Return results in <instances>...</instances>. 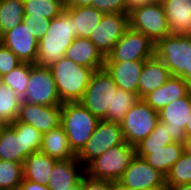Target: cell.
<instances>
[{"label":"cell","instance_id":"obj_31","mask_svg":"<svg viewBox=\"0 0 191 190\" xmlns=\"http://www.w3.org/2000/svg\"><path fill=\"white\" fill-rule=\"evenodd\" d=\"M24 16L53 19L64 11V0H23Z\"/></svg>","mask_w":191,"mask_h":190},{"label":"cell","instance_id":"obj_33","mask_svg":"<svg viewBox=\"0 0 191 190\" xmlns=\"http://www.w3.org/2000/svg\"><path fill=\"white\" fill-rule=\"evenodd\" d=\"M31 64L22 62L10 73L2 76L0 80L10 87L22 100L26 94Z\"/></svg>","mask_w":191,"mask_h":190},{"label":"cell","instance_id":"obj_44","mask_svg":"<svg viewBox=\"0 0 191 190\" xmlns=\"http://www.w3.org/2000/svg\"><path fill=\"white\" fill-rule=\"evenodd\" d=\"M167 190H191V184H179L176 186L167 187Z\"/></svg>","mask_w":191,"mask_h":190},{"label":"cell","instance_id":"obj_48","mask_svg":"<svg viewBox=\"0 0 191 190\" xmlns=\"http://www.w3.org/2000/svg\"><path fill=\"white\" fill-rule=\"evenodd\" d=\"M144 190H167V187H154V188L144 189Z\"/></svg>","mask_w":191,"mask_h":190},{"label":"cell","instance_id":"obj_4","mask_svg":"<svg viewBox=\"0 0 191 190\" xmlns=\"http://www.w3.org/2000/svg\"><path fill=\"white\" fill-rule=\"evenodd\" d=\"M155 56L172 76L182 77L191 87V36L171 33L155 44Z\"/></svg>","mask_w":191,"mask_h":190},{"label":"cell","instance_id":"obj_43","mask_svg":"<svg viewBox=\"0 0 191 190\" xmlns=\"http://www.w3.org/2000/svg\"><path fill=\"white\" fill-rule=\"evenodd\" d=\"M157 1L158 0H125L127 8H128V12L136 7L152 4Z\"/></svg>","mask_w":191,"mask_h":190},{"label":"cell","instance_id":"obj_6","mask_svg":"<svg viewBox=\"0 0 191 190\" xmlns=\"http://www.w3.org/2000/svg\"><path fill=\"white\" fill-rule=\"evenodd\" d=\"M117 88L105 68L95 70L79 102L94 116L105 120L112 113L113 94Z\"/></svg>","mask_w":191,"mask_h":190},{"label":"cell","instance_id":"obj_26","mask_svg":"<svg viewBox=\"0 0 191 190\" xmlns=\"http://www.w3.org/2000/svg\"><path fill=\"white\" fill-rule=\"evenodd\" d=\"M0 160L24 162L23 132H15L9 125L0 126Z\"/></svg>","mask_w":191,"mask_h":190},{"label":"cell","instance_id":"obj_16","mask_svg":"<svg viewBox=\"0 0 191 190\" xmlns=\"http://www.w3.org/2000/svg\"><path fill=\"white\" fill-rule=\"evenodd\" d=\"M30 27L23 22L5 32L0 42L8 47L21 62L35 64L39 40L32 35Z\"/></svg>","mask_w":191,"mask_h":190},{"label":"cell","instance_id":"obj_20","mask_svg":"<svg viewBox=\"0 0 191 190\" xmlns=\"http://www.w3.org/2000/svg\"><path fill=\"white\" fill-rule=\"evenodd\" d=\"M65 57L94 71L104 68L105 57L90 39L76 37L66 49Z\"/></svg>","mask_w":191,"mask_h":190},{"label":"cell","instance_id":"obj_32","mask_svg":"<svg viewBox=\"0 0 191 190\" xmlns=\"http://www.w3.org/2000/svg\"><path fill=\"white\" fill-rule=\"evenodd\" d=\"M137 94L117 88L113 94L112 113L105 119L108 122L121 123L126 113L139 101Z\"/></svg>","mask_w":191,"mask_h":190},{"label":"cell","instance_id":"obj_40","mask_svg":"<svg viewBox=\"0 0 191 190\" xmlns=\"http://www.w3.org/2000/svg\"><path fill=\"white\" fill-rule=\"evenodd\" d=\"M117 183L104 180L95 179L86 174L83 176V190H115Z\"/></svg>","mask_w":191,"mask_h":190},{"label":"cell","instance_id":"obj_9","mask_svg":"<svg viewBox=\"0 0 191 190\" xmlns=\"http://www.w3.org/2000/svg\"><path fill=\"white\" fill-rule=\"evenodd\" d=\"M155 56V44L130 27L105 57V62L145 61Z\"/></svg>","mask_w":191,"mask_h":190},{"label":"cell","instance_id":"obj_13","mask_svg":"<svg viewBox=\"0 0 191 190\" xmlns=\"http://www.w3.org/2000/svg\"><path fill=\"white\" fill-rule=\"evenodd\" d=\"M129 28V14L104 13L100 23L91 31L89 39L106 57Z\"/></svg>","mask_w":191,"mask_h":190},{"label":"cell","instance_id":"obj_2","mask_svg":"<svg viewBox=\"0 0 191 190\" xmlns=\"http://www.w3.org/2000/svg\"><path fill=\"white\" fill-rule=\"evenodd\" d=\"M49 68L62 103L79 101L94 73L93 69L75 64L65 56L54 62Z\"/></svg>","mask_w":191,"mask_h":190},{"label":"cell","instance_id":"obj_34","mask_svg":"<svg viewBox=\"0 0 191 190\" xmlns=\"http://www.w3.org/2000/svg\"><path fill=\"white\" fill-rule=\"evenodd\" d=\"M23 180V163L0 160V190H17Z\"/></svg>","mask_w":191,"mask_h":190},{"label":"cell","instance_id":"obj_14","mask_svg":"<svg viewBox=\"0 0 191 190\" xmlns=\"http://www.w3.org/2000/svg\"><path fill=\"white\" fill-rule=\"evenodd\" d=\"M159 122L167 123L173 142L183 144L187 138L185 127L191 116V90L158 112Z\"/></svg>","mask_w":191,"mask_h":190},{"label":"cell","instance_id":"obj_11","mask_svg":"<svg viewBox=\"0 0 191 190\" xmlns=\"http://www.w3.org/2000/svg\"><path fill=\"white\" fill-rule=\"evenodd\" d=\"M22 101L44 106H62L56 83L49 67L31 64L27 90Z\"/></svg>","mask_w":191,"mask_h":190},{"label":"cell","instance_id":"obj_41","mask_svg":"<svg viewBox=\"0 0 191 190\" xmlns=\"http://www.w3.org/2000/svg\"><path fill=\"white\" fill-rule=\"evenodd\" d=\"M17 190H50L48 186L23 179Z\"/></svg>","mask_w":191,"mask_h":190},{"label":"cell","instance_id":"obj_17","mask_svg":"<svg viewBox=\"0 0 191 190\" xmlns=\"http://www.w3.org/2000/svg\"><path fill=\"white\" fill-rule=\"evenodd\" d=\"M190 90V85L182 77L171 76L166 83L145 95L142 100L159 112L166 105L184 97Z\"/></svg>","mask_w":191,"mask_h":190},{"label":"cell","instance_id":"obj_1","mask_svg":"<svg viewBox=\"0 0 191 190\" xmlns=\"http://www.w3.org/2000/svg\"><path fill=\"white\" fill-rule=\"evenodd\" d=\"M73 23V18L65 10L51 19L47 32L39 39L35 65L50 67L65 56L66 49L76 38Z\"/></svg>","mask_w":191,"mask_h":190},{"label":"cell","instance_id":"obj_36","mask_svg":"<svg viewBox=\"0 0 191 190\" xmlns=\"http://www.w3.org/2000/svg\"><path fill=\"white\" fill-rule=\"evenodd\" d=\"M15 132H23L24 141V160L36 151H40L42 143V135L32 125L15 121L9 125Z\"/></svg>","mask_w":191,"mask_h":190},{"label":"cell","instance_id":"obj_49","mask_svg":"<svg viewBox=\"0 0 191 190\" xmlns=\"http://www.w3.org/2000/svg\"><path fill=\"white\" fill-rule=\"evenodd\" d=\"M185 34H187V35H190V36H191V25H190L189 30H188Z\"/></svg>","mask_w":191,"mask_h":190},{"label":"cell","instance_id":"obj_47","mask_svg":"<svg viewBox=\"0 0 191 190\" xmlns=\"http://www.w3.org/2000/svg\"><path fill=\"white\" fill-rule=\"evenodd\" d=\"M185 133H186L187 137L191 136V116L185 127Z\"/></svg>","mask_w":191,"mask_h":190},{"label":"cell","instance_id":"obj_10","mask_svg":"<svg viewBox=\"0 0 191 190\" xmlns=\"http://www.w3.org/2000/svg\"><path fill=\"white\" fill-rule=\"evenodd\" d=\"M124 142L125 139L120 123L100 120L94 133L76 157L86 167L92 160L105 153L111 147Z\"/></svg>","mask_w":191,"mask_h":190},{"label":"cell","instance_id":"obj_19","mask_svg":"<svg viewBox=\"0 0 191 190\" xmlns=\"http://www.w3.org/2000/svg\"><path fill=\"white\" fill-rule=\"evenodd\" d=\"M145 61L104 62L118 88L138 95L139 76Z\"/></svg>","mask_w":191,"mask_h":190},{"label":"cell","instance_id":"obj_35","mask_svg":"<svg viewBox=\"0 0 191 190\" xmlns=\"http://www.w3.org/2000/svg\"><path fill=\"white\" fill-rule=\"evenodd\" d=\"M167 187L179 184H191V155L185 152L170 168L165 176Z\"/></svg>","mask_w":191,"mask_h":190},{"label":"cell","instance_id":"obj_21","mask_svg":"<svg viewBox=\"0 0 191 190\" xmlns=\"http://www.w3.org/2000/svg\"><path fill=\"white\" fill-rule=\"evenodd\" d=\"M171 76L164 62L156 56L145 60L138 82L139 98L161 87Z\"/></svg>","mask_w":191,"mask_h":190},{"label":"cell","instance_id":"obj_29","mask_svg":"<svg viewBox=\"0 0 191 190\" xmlns=\"http://www.w3.org/2000/svg\"><path fill=\"white\" fill-rule=\"evenodd\" d=\"M23 0H0V37L23 22Z\"/></svg>","mask_w":191,"mask_h":190},{"label":"cell","instance_id":"obj_18","mask_svg":"<svg viewBox=\"0 0 191 190\" xmlns=\"http://www.w3.org/2000/svg\"><path fill=\"white\" fill-rule=\"evenodd\" d=\"M85 167L77 157L58 160L50 174L47 186L50 190H69L84 176Z\"/></svg>","mask_w":191,"mask_h":190},{"label":"cell","instance_id":"obj_30","mask_svg":"<svg viewBox=\"0 0 191 190\" xmlns=\"http://www.w3.org/2000/svg\"><path fill=\"white\" fill-rule=\"evenodd\" d=\"M172 142L167 123L158 122L149 136L135 146V151L137 155H148L150 150L162 149Z\"/></svg>","mask_w":191,"mask_h":190},{"label":"cell","instance_id":"obj_24","mask_svg":"<svg viewBox=\"0 0 191 190\" xmlns=\"http://www.w3.org/2000/svg\"><path fill=\"white\" fill-rule=\"evenodd\" d=\"M40 151L56 160H68L76 157L61 125L42 135Z\"/></svg>","mask_w":191,"mask_h":190},{"label":"cell","instance_id":"obj_23","mask_svg":"<svg viewBox=\"0 0 191 190\" xmlns=\"http://www.w3.org/2000/svg\"><path fill=\"white\" fill-rule=\"evenodd\" d=\"M171 33L185 34L191 25V0H160Z\"/></svg>","mask_w":191,"mask_h":190},{"label":"cell","instance_id":"obj_25","mask_svg":"<svg viewBox=\"0 0 191 190\" xmlns=\"http://www.w3.org/2000/svg\"><path fill=\"white\" fill-rule=\"evenodd\" d=\"M64 10L74 20V36L85 39H89L91 31L98 26L104 14L92 6L64 8Z\"/></svg>","mask_w":191,"mask_h":190},{"label":"cell","instance_id":"obj_5","mask_svg":"<svg viewBox=\"0 0 191 190\" xmlns=\"http://www.w3.org/2000/svg\"><path fill=\"white\" fill-rule=\"evenodd\" d=\"M135 155V147L125 141L92 160L85 167V174L117 183Z\"/></svg>","mask_w":191,"mask_h":190},{"label":"cell","instance_id":"obj_45","mask_svg":"<svg viewBox=\"0 0 191 190\" xmlns=\"http://www.w3.org/2000/svg\"><path fill=\"white\" fill-rule=\"evenodd\" d=\"M184 145V152L186 154L191 155V136L187 137L185 142L183 143Z\"/></svg>","mask_w":191,"mask_h":190},{"label":"cell","instance_id":"obj_3","mask_svg":"<svg viewBox=\"0 0 191 190\" xmlns=\"http://www.w3.org/2000/svg\"><path fill=\"white\" fill-rule=\"evenodd\" d=\"M99 121L100 119L79 101L62 104L60 125L67 135L70 148L76 155L86 145Z\"/></svg>","mask_w":191,"mask_h":190},{"label":"cell","instance_id":"obj_8","mask_svg":"<svg viewBox=\"0 0 191 190\" xmlns=\"http://www.w3.org/2000/svg\"><path fill=\"white\" fill-rule=\"evenodd\" d=\"M158 122V112L140 99L126 113L120 126L125 141L135 147L149 136Z\"/></svg>","mask_w":191,"mask_h":190},{"label":"cell","instance_id":"obj_42","mask_svg":"<svg viewBox=\"0 0 191 190\" xmlns=\"http://www.w3.org/2000/svg\"><path fill=\"white\" fill-rule=\"evenodd\" d=\"M92 2H96V0H64V7L65 8L87 7V6H92Z\"/></svg>","mask_w":191,"mask_h":190},{"label":"cell","instance_id":"obj_46","mask_svg":"<svg viewBox=\"0 0 191 190\" xmlns=\"http://www.w3.org/2000/svg\"><path fill=\"white\" fill-rule=\"evenodd\" d=\"M69 190H83V177L76 185L72 186Z\"/></svg>","mask_w":191,"mask_h":190},{"label":"cell","instance_id":"obj_7","mask_svg":"<svg viewBox=\"0 0 191 190\" xmlns=\"http://www.w3.org/2000/svg\"><path fill=\"white\" fill-rule=\"evenodd\" d=\"M129 27L145 34L154 44L171 34L164 7L160 1L130 10Z\"/></svg>","mask_w":191,"mask_h":190},{"label":"cell","instance_id":"obj_15","mask_svg":"<svg viewBox=\"0 0 191 190\" xmlns=\"http://www.w3.org/2000/svg\"><path fill=\"white\" fill-rule=\"evenodd\" d=\"M62 106H44L21 101L17 121L32 125L41 134H44L61 123Z\"/></svg>","mask_w":191,"mask_h":190},{"label":"cell","instance_id":"obj_28","mask_svg":"<svg viewBox=\"0 0 191 190\" xmlns=\"http://www.w3.org/2000/svg\"><path fill=\"white\" fill-rule=\"evenodd\" d=\"M21 99L0 80V126L13 124L18 116Z\"/></svg>","mask_w":191,"mask_h":190},{"label":"cell","instance_id":"obj_27","mask_svg":"<svg viewBox=\"0 0 191 190\" xmlns=\"http://www.w3.org/2000/svg\"><path fill=\"white\" fill-rule=\"evenodd\" d=\"M184 153V145L172 142L162 149L150 150L148 155H138L142 157L150 166L159 170L166 176L173 164L180 159Z\"/></svg>","mask_w":191,"mask_h":190},{"label":"cell","instance_id":"obj_38","mask_svg":"<svg viewBox=\"0 0 191 190\" xmlns=\"http://www.w3.org/2000/svg\"><path fill=\"white\" fill-rule=\"evenodd\" d=\"M50 22V19L43 16H24L23 18V23L30 27L32 35L38 40L45 35Z\"/></svg>","mask_w":191,"mask_h":190},{"label":"cell","instance_id":"obj_37","mask_svg":"<svg viewBox=\"0 0 191 190\" xmlns=\"http://www.w3.org/2000/svg\"><path fill=\"white\" fill-rule=\"evenodd\" d=\"M21 63L11 50L0 42V78L10 73Z\"/></svg>","mask_w":191,"mask_h":190},{"label":"cell","instance_id":"obj_39","mask_svg":"<svg viewBox=\"0 0 191 190\" xmlns=\"http://www.w3.org/2000/svg\"><path fill=\"white\" fill-rule=\"evenodd\" d=\"M92 7L103 13L129 14L125 0H96Z\"/></svg>","mask_w":191,"mask_h":190},{"label":"cell","instance_id":"obj_12","mask_svg":"<svg viewBox=\"0 0 191 190\" xmlns=\"http://www.w3.org/2000/svg\"><path fill=\"white\" fill-rule=\"evenodd\" d=\"M154 187H167L165 175L136 154L118 180L117 188L120 190H144Z\"/></svg>","mask_w":191,"mask_h":190},{"label":"cell","instance_id":"obj_22","mask_svg":"<svg viewBox=\"0 0 191 190\" xmlns=\"http://www.w3.org/2000/svg\"><path fill=\"white\" fill-rule=\"evenodd\" d=\"M57 161L41 151L32 153L23 162V179L47 186Z\"/></svg>","mask_w":191,"mask_h":190}]
</instances>
